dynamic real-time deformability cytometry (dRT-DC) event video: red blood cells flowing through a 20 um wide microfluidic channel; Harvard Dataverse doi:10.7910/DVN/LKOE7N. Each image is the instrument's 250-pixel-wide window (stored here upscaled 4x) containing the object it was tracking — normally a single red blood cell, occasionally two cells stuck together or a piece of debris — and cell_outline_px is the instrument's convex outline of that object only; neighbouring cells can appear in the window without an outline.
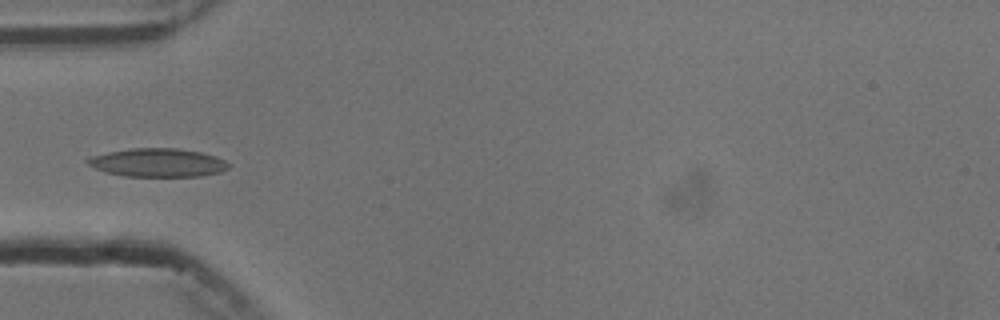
{"species": "common noctule bat (a hibernating species)", "species_latin": "Nyctalus noctula", "temperature_condition": "cold", "stored_images_in_passage": 1, "camera_frame_rate_fps": 3000, "um_per_image_px": 0.085, "animal": {"sex": "male", "body_mass_g": 13.3}, "frame": {"image": 1, "passage_image": 1, "time_ms": 0.0, "image_size_px": [1000, 320], "cell_outline_px": [[232, 164], [228, 168], [220, 172], [200, 176], [124, 176], [104, 172], [88, 164], [84, 160], [88, 156], [108, 152], [132, 148], [176, 148], [200, 152], [216, 156]], "centroid_in_image_um": [13.39, 13.82], "position_along_channel_um": 71.6, "area_um2": 23.47}}